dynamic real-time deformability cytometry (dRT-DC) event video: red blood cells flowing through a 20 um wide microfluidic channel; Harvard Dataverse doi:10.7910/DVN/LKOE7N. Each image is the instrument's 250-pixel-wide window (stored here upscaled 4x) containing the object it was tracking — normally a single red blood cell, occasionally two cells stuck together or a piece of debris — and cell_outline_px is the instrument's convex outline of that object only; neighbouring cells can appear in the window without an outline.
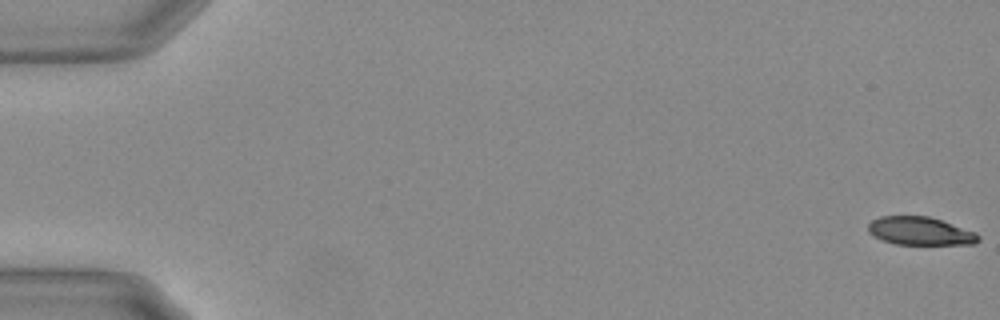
{"species": "Egyptian fruit bat (a non-hibernating species)", "species_latin": "Rousettus aegyptiacus", "temperature_condition": "warm", "stored_images_in_passage": 56, "camera_frame_rate_fps": 3000, "um_per_image_px": 0.085, "animal": {"sex": "female"}, "frame": {"image": 1, "passage_image": 1, "time_ms": 0.0, "image_size_px": [1000, 320], "cell_outline_px": [[980, 240], [972, 244], [896, 244], [884, 240], [868, 232], [868, 224], [872, 220], [880, 216], [928, 216], [976, 232], [980, 236]], "centroid_in_image_um": [78.22, 19.63], "position_along_channel_um": 6.8, "area_um2": 17.86}}
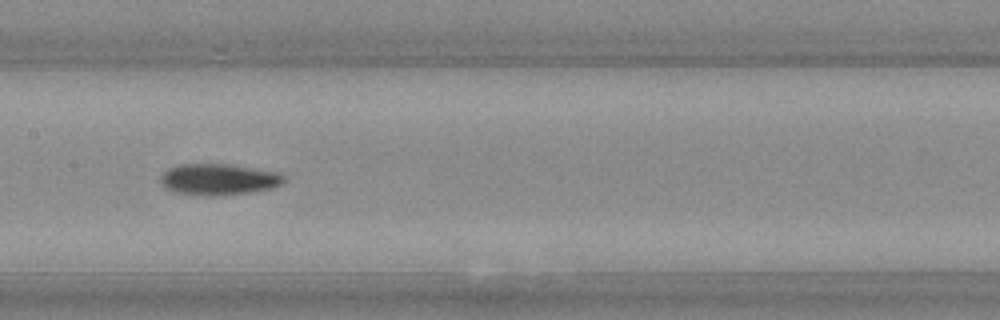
{"frame": {"image": 2, "passage_image": 29, "time_ms": 9.333, "image_size_px": [1000, 320], "cell_outline_px": [[284, 180], [280, 184], [272, 188], [252, 192], [220, 196], [204, 196], [176, 192], [164, 188], [160, 184], [160, 176], [168, 168], [180, 164], [228, 164], [280, 172], [284, 176]], "centroid_in_image_um": [18.56, 15.25], "position_along_channel_um": 188.8, "area_um2": 22.72}}
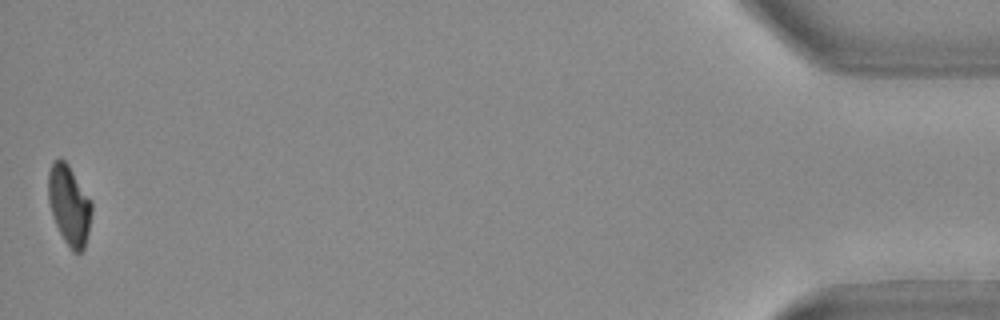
{"frame": {"image": 3, "passage_image": 56, "time_ms": 18.333, "image_size_px": [1000, 320], "cell_outline_px": [[92, 212], [88, 232], [84, 248], [80, 252], [72, 252], [64, 240], [56, 224], [48, 200], [48, 172], [52, 164], [60, 156], [68, 164], [92, 204]], "centroid_in_image_um": [5.87, 17.43], "position_along_channel_um": 429.3, "area_um2": 19.77}, "authors_computed_cell_mechanics": {"area_um2": 20.9236, "velocity_mm_per_s": 3.6938, "shape_relaxation_time_tau1_ms": 5.3583, "shape_relaxation_time_tau2_ms": 2.9385, "deformation_change_tau1": 0.2137, "deformation_change_tau2": 0.083}}